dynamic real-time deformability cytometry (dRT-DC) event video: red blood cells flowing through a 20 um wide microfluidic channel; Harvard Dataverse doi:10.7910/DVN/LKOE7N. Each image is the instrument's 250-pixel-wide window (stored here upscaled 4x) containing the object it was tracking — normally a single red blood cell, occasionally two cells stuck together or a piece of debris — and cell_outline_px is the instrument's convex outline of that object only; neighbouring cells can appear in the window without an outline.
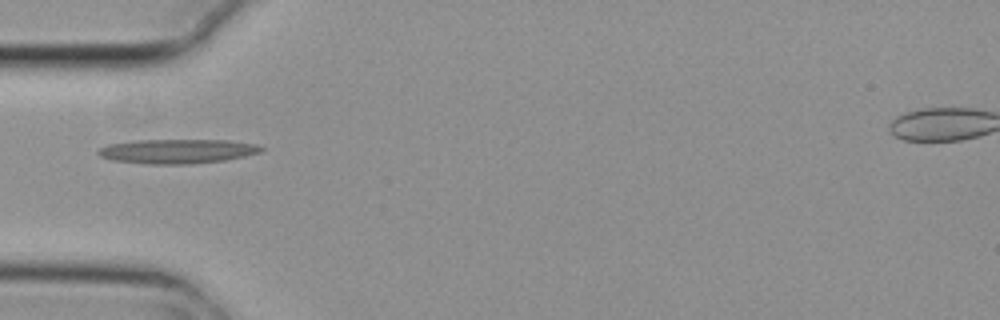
{"species": "common noctule bat (a hibernating species)", "species_latin": "Nyctalus noctula", "temperature_condition": "cold", "stored_images_in_passage": 1, "camera_frame_rate_fps": 3000, "um_per_image_px": 0.085, "animal": {"sex": "female", "body_mass_g": 29.2, "forearm_length_mm": 56.3}, "frame": {"image": 1, "passage_image": 1, "time_ms": 0.0, "image_size_px": [1000, 320], "cell_outline_px": [[264, 148], [260, 152], [244, 156], [224, 160], [188, 164], [148, 164], [112, 160], [100, 156], [96, 152], [100, 148], [108, 144], [136, 140], [228, 140], [256, 144]], "centroid_in_image_um": [15.05, 12.85], "position_along_channel_um": 70.0, "area_um2": 23.06}}